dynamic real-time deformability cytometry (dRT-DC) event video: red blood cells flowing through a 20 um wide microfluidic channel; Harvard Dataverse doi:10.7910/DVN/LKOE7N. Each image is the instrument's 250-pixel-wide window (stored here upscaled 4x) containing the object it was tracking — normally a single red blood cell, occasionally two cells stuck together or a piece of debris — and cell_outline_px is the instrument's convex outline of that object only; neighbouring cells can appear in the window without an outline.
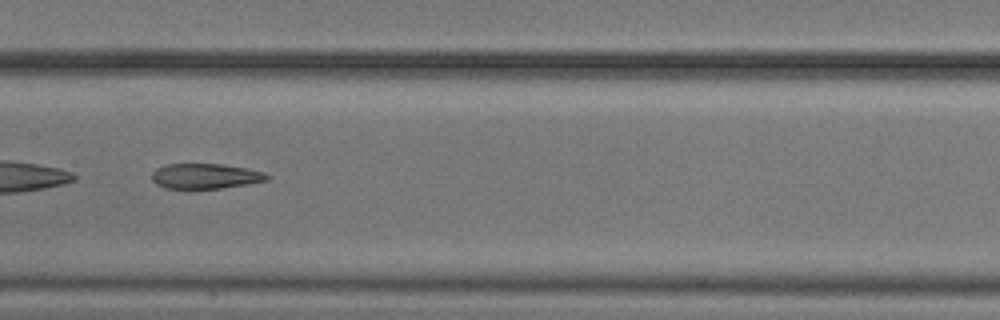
{"species": "common noctule bat (a hibernating species)", "species_latin": "Nyctalus noctula", "temperature_condition": "cold", "stored_images_in_passage": 39, "camera_frame_rate_fps": 3000, "um_per_image_px": 0.085, "animal": {"sex": "male", "body_mass_g": 20.5, "forearm_length_mm": 52.5}, "frame": {"image": 1, "passage_image": 17, "time_ms": 5.333, "image_size_px": [1000, 320], "cell_outline_px": [[272, 176], [268, 180], [248, 184], [220, 188], [164, 188], [156, 184], [152, 180], [152, 172], [156, 168], [168, 164], [220, 164], [244, 168], [264, 172]], "centroid_in_image_um": [17.46, 14.97], "position_along_channel_um": 189.9, "area_um2": 16.82}, "authors_computed_cell_mechanics": {"area_um2": 19.363, "velocity_mm_per_s": 3.7694, "shape_relaxation_time_tau1_ms": null, "shape_relaxation_time_tau2_ms": 5.0591, "deformation_change_tau1": null, "deformation_change_tau2": 0.1683}}